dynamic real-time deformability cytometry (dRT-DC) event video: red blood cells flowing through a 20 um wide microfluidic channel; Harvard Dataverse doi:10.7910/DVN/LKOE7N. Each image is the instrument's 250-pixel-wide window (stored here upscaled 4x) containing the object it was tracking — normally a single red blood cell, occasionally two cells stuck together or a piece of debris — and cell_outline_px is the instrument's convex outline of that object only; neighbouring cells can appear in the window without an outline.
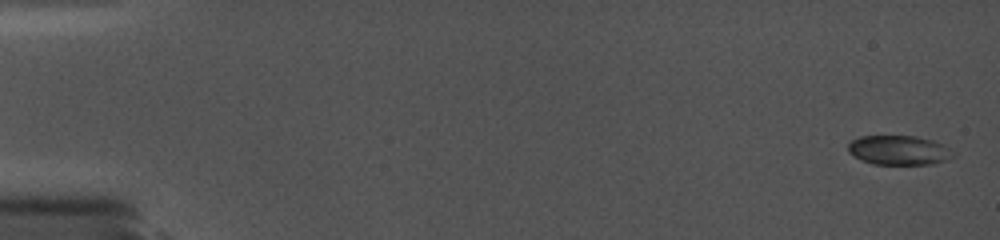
{"species": "common noctule bat (a hibernating species)", "species_latin": "Nyctalus noctula", "temperature_condition": "cold", "stored_images_in_passage": 8, "camera_frame_rate_fps": 5000, "um_per_image_px": 0.085, "animal": {"sex": "female", "body_mass_g": 19.0, "forearm_length_mm": 56.7}, "frame": {"image": 1, "passage_image": 1, "time_ms": 0.0, "image_size_px": [1000, 240], "cell_outline_px": [[956, 156], [932, 164], [872, 164], [860, 160], [848, 152], [848, 144], [852, 140], [860, 136], [916, 136], [932, 140], [956, 152]], "centroid_in_image_um": [76.39, 12.77], "position_along_channel_um": 8.6, "area_um2": 18.03}}
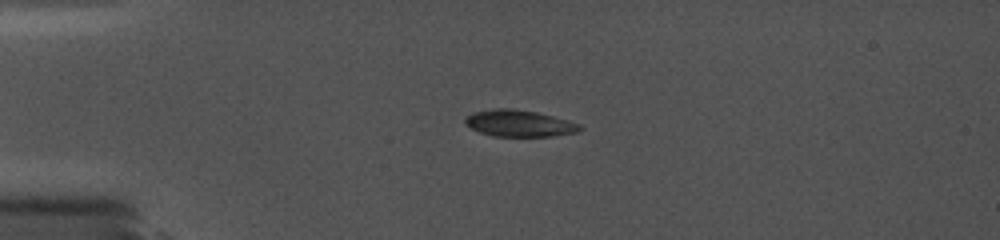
{"frame": {"image": 2, "passage_image": 6, "time_ms": 4.2, "image_size_px": [1000, 240], "cell_outline_px": [[584, 128], [576, 132], [552, 136], [492, 136], [480, 132], [464, 124], [464, 120], [472, 112], [496, 108], [512, 108], [536, 112], [568, 120], [580, 124]], "centroid_in_image_um": [44.13, 10.48], "position_along_channel_um": 40.9, "area_um2": 17.74}}